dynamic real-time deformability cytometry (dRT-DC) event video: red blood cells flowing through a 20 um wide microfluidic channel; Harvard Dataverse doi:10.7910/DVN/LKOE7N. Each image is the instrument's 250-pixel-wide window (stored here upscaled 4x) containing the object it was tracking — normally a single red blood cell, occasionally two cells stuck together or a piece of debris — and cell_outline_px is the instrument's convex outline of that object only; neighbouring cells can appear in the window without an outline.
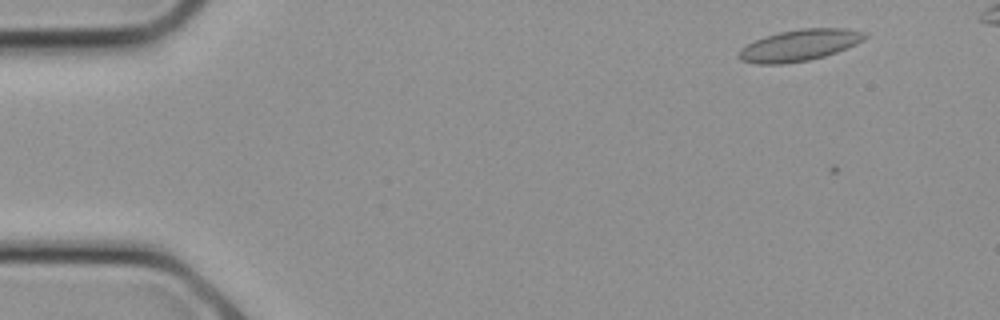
{"species": "common noctule bat (a hibernating species)", "species_latin": "Nyctalus noctula", "temperature_condition": "cold", "stored_images_in_passage": 8, "camera_frame_rate_fps": 3000, "um_per_image_px": 0.085, "animal": {"sex": "female", "body_mass_g": 21.9}, "frame": {"image": 1, "passage_image": 1, "time_ms": 0.0, "image_size_px": [1000, 320], "cell_outline_px": [[868, 36], [864, 40], [856, 44], [836, 52], [824, 56], [808, 60], [784, 64], [756, 64], [740, 60], [740, 48], [756, 40], [780, 32], [800, 28], [844, 28], [864, 32]], "centroid_in_image_um": [67.98, 3.85], "position_along_channel_um": 17.0, "area_um2": 22.83}}